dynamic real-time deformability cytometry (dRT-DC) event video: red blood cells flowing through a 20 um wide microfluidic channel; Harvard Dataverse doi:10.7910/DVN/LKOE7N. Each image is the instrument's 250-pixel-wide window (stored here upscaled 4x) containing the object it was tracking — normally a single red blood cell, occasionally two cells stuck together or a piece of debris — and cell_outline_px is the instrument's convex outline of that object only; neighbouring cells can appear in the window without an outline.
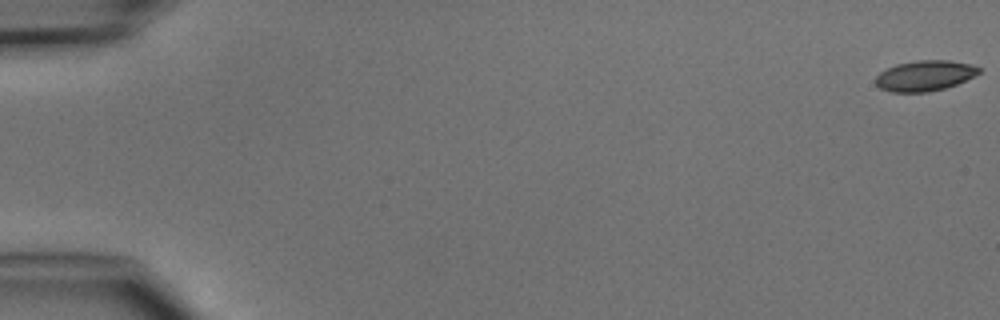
{"species": "common noctule bat (a hibernating species)", "species_latin": "Nyctalus noctula", "temperature_condition": "cold", "stored_images_in_passage": 4, "camera_frame_rate_fps": 3000, "um_per_image_px": 0.085, "animal": {"sex": "male", "body_mass_g": 15.6}, "frame": {"image": 1, "passage_image": 1, "time_ms": 0.0, "image_size_px": [1000, 320], "cell_outline_px": [[980, 72], [956, 84], [944, 88], [928, 92], [892, 92], [880, 88], [876, 84], [876, 76], [880, 72], [896, 64], [916, 60], [948, 60], [972, 64], [980, 68]], "centroid_in_image_um": [78.59, 6.43], "position_along_channel_um": 6.4, "area_um2": 18.21}}